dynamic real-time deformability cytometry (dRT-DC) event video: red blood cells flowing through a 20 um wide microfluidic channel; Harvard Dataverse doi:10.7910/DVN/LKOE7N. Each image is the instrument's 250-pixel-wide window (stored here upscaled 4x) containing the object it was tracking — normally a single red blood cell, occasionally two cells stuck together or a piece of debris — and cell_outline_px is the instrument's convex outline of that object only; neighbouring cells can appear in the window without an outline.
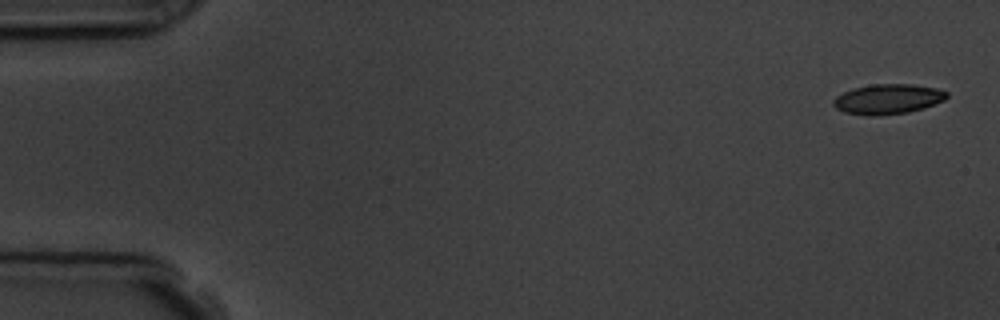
{"species": "common noctule bat (a hibernating species)", "species_latin": "Nyctalus noctula", "temperature_condition": "room temperature", "stored_images_in_passage": 4, "camera_frame_rate_fps": 3000, "um_per_image_px": 0.085, "animal": {"sex": "male", "body_mass_g": 19.5, "forearm_length_mm": 54.6}, "frame": {"image": 1, "passage_image": 1, "time_ms": 0.0, "image_size_px": [1000, 320], "cell_outline_px": [[948, 96], [944, 100], [924, 108], [908, 112], [872, 116], [844, 112], [836, 108], [832, 104], [832, 100], [836, 96], [852, 88], [872, 84], [912, 84], [936, 88], [948, 92]], "centroid_in_image_um": [75.45, 8.41], "position_along_channel_um": 9.5, "area_um2": 19.83}}